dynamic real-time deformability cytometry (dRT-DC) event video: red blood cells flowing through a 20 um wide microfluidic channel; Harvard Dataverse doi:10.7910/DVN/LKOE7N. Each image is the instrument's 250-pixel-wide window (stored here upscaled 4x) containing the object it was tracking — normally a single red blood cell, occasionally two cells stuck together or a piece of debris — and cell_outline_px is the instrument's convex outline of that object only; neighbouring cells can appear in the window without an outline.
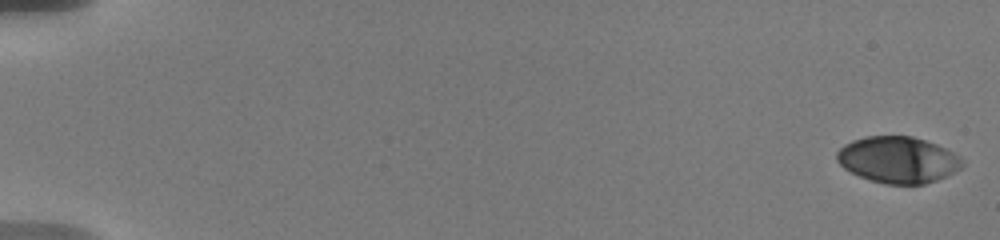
{"species": "human", "species_latin": "Homo sapiens", "temperature_condition": "warm", "stored_images_in_passage": 32, "camera_frame_rate_fps": 3000, "um_per_image_px": 0.085, "donor": {"sex": "male"}, "frame": {"image": 1, "passage_image": 1, "time_ms": 0.0, "image_size_px": [1000, 240], "cell_outline_px": [[964, 164], [960, 168], [948, 176], [924, 184], [884, 184], [868, 180], [844, 168], [836, 160], [836, 152], [844, 144], [852, 140], [868, 136], [912, 136], [936, 144], [960, 156], [964, 160]], "centroid_in_image_um": [76.32, 13.58], "position_along_channel_um": 8.7, "area_um2": 33.99}}
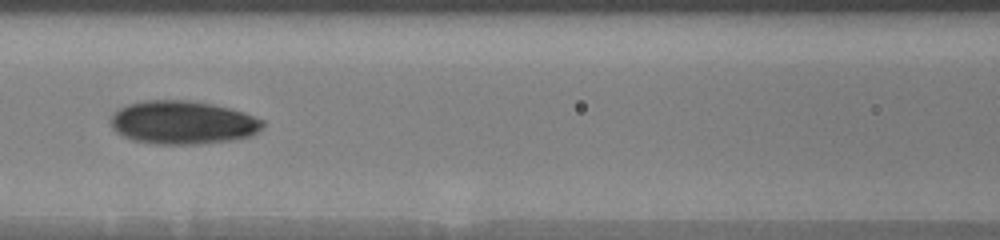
{"frame": {"image": 2, "passage_image": 12, "time_ms": 9.0, "image_size_px": [1000, 240], "cell_outline_px": [[264, 124], [256, 132], [248, 136], [232, 140], [196, 144], [160, 144], [132, 140], [116, 132], [112, 128], [112, 116], [120, 108], [128, 104], [144, 100], [192, 100], [212, 104], [244, 112], [264, 120]], "centroid_in_image_um": [15.53, 10.41], "position_along_channel_um": 151.1, "area_um2": 38.15}}
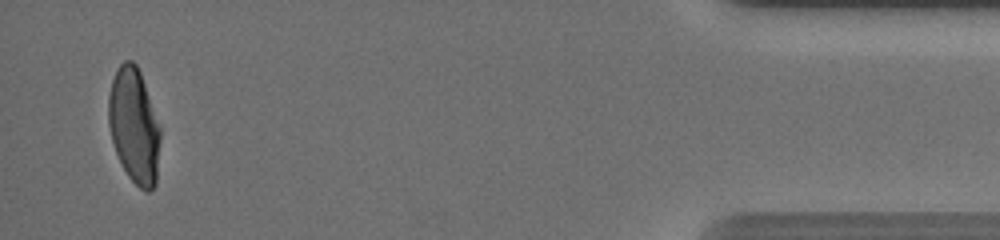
{"frame": {"image": 3, "passage_image": 31, "time_ms": 18.333, "image_size_px": [1000, 240], "cell_outline_px": [[160, 136], [156, 184], [148, 192], [140, 188], [128, 176], [116, 152], [112, 140], [108, 124], [108, 96], [112, 80], [120, 64], [124, 60], [132, 60], [136, 64], [140, 72], [160, 128]], "centroid_in_image_um": [11.39, 10.69], "position_along_channel_um": 423.8, "area_um2": 34.33}, "authors_computed_cell_mechanics": {"area_um2": 36.0094, "velocity_mm_per_s": 3.619, "shape_relaxation_time_tau1_ms": 5.1271, "shape_relaxation_time_tau2_ms": 1.184, "deformation_change_tau1": 0.158, "deformation_change_tau2": 0.0591}}